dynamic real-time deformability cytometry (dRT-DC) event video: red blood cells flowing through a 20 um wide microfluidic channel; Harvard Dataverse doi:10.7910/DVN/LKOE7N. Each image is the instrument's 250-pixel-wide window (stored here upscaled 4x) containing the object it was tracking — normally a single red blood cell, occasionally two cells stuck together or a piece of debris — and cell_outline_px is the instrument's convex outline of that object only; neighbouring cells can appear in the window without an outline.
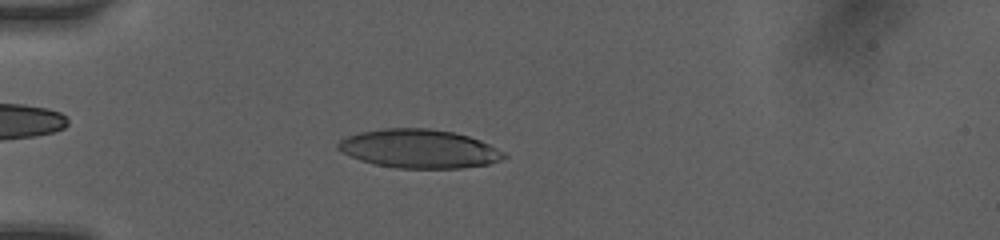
{"species": "human", "species_latin": "Homo sapiens", "temperature_condition": "room temperature", "stored_images_in_passage": 8, "camera_frame_rate_fps": 3000, "um_per_image_px": 0.085, "donor": {"sex": "female"}, "frame": {"image": 1, "passage_image": 6, "time_ms": 4.0, "image_size_px": [1000, 240], "cell_outline_px": [[508, 156], [500, 160], [488, 164], [460, 168], [396, 168], [376, 164], [360, 160], [336, 148], [336, 144], [340, 140], [348, 136], [360, 132], [384, 128], [428, 128], [452, 132], [468, 136], [480, 140], [504, 152]], "centroid_in_image_um": [35.62, 12.64], "position_along_channel_um": 49.4, "area_um2": 37.17}}
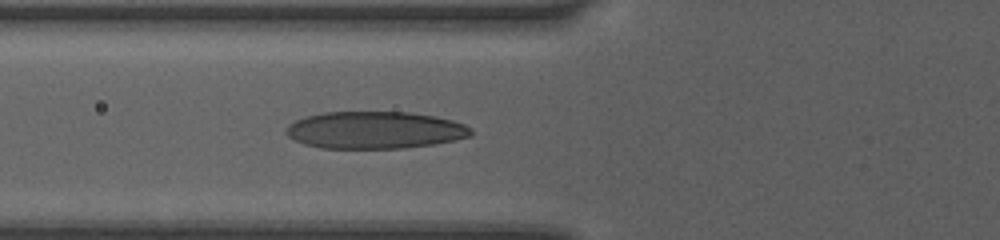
{"frame": {"image": 2, "passage_image": 8, "time_ms": 5.667, "image_size_px": [1000, 240], "cell_outline_px": [[472, 132], [468, 136], [456, 140], [432, 144], [404, 148], [320, 148], [304, 144], [288, 136], [284, 132], [288, 124], [304, 116], [324, 112], [412, 112], [436, 116], [452, 120], [464, 124], [472, 128]], "centroid_in_image_um": [31.84, 11.05], "position_along_channel_um": 94.0, "area_um2": 40.23}}